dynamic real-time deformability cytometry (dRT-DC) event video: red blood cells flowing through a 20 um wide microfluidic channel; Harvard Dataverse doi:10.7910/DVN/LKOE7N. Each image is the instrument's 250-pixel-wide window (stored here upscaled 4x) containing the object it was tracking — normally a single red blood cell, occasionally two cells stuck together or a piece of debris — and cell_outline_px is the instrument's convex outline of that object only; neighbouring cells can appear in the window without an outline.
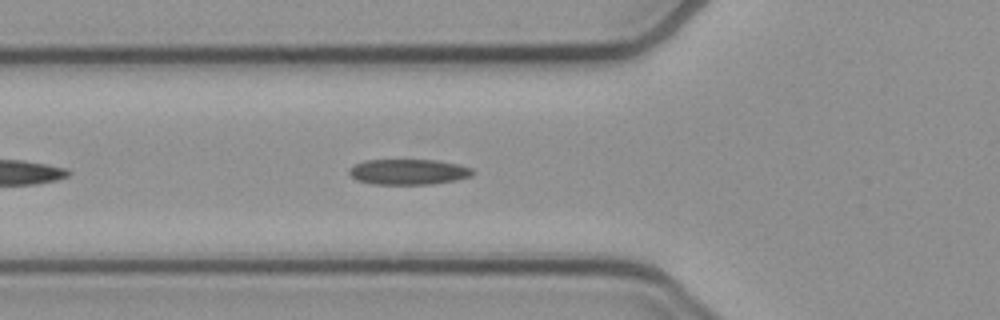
{"species": "common noctule bat (a hibernating species)", "species_latin": "Nyctalus noctula", "temperature_condition": "cold", "stored_images_in_passage": 25, "camera_frame_rate_fps": 3000, "um_per_image_px": 0.085, "animal": {"sex": "female", "body_mass_g": 21.9}, "frame": {"image": 1, "passage_image": 6, "time_ms": 1.667, "image_size_px": [1000, 320], "cell_outline_px": [[476, 172], [472, 176], [456, 180], [432, 184], [372, 184], [356, 180], [348, 172], [348, 168], [364, 160], [436, 160], [460, 164], [472, 168]], "centroid_in_image_um": [34.74, 14.61], "position_along_channel_um": 91.1, "area_um2": 18.55}}
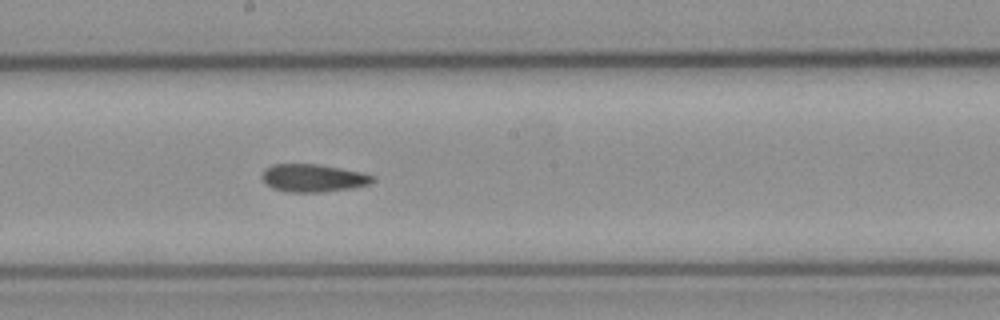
{"frame": {"image": 2, "passage_image": 16, "time_ms": 5.0, "image_size_px": [1000, 320], "cell_outline_px": [[376, 180], [368, 184], [348, 188], [324, 192], [284, 192], [272, 188], [264, 184], [260, 176], [264, 168], [272, 164], [316, 164], [364, 172], [376, 176]], "centroid_in_image_um": [26.57, 15.13], "position_along_channel_um": 221.6, "area_um2": 18.21}}
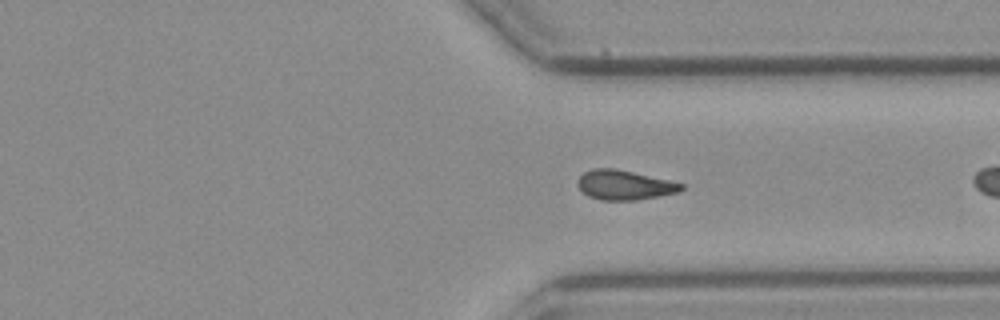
{"frame": {"image": 3, "passage_image": 24, "time_ms": 7.667, "image_size_px": [1000, 320], "cell_outline_px": [[684, 188], [680, 192], [660, 196], [636, 200], [600, 200], [588, 196], [576, 184], [576, 180], [584, 172], [592, 168], [612, 168], [632, 172], [668, 180], [684, 184]], "centroid_in_image_um": [53.06, 15.73], "position_along_channel_um": 358.3, "area_um2": 17.86}}